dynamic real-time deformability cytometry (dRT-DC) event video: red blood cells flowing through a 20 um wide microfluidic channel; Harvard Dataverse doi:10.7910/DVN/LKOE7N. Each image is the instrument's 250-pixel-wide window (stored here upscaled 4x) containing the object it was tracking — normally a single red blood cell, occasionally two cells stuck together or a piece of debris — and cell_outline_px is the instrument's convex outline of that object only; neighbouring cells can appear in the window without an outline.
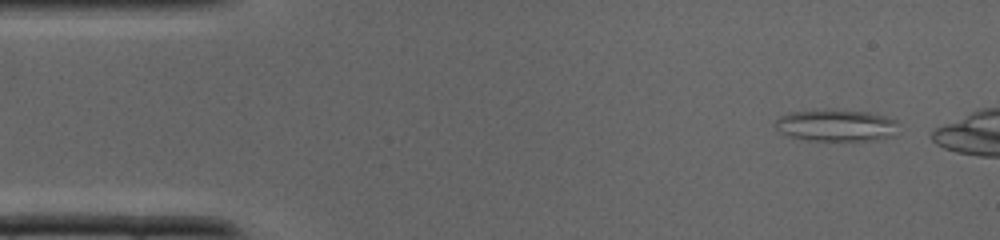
{"species": "common noctule bat (a hibernating species)", "species_latin": "Nyctalus noctula", "temperature_condition": "cold", "stored_images_in_passage": 10, "camera_frame_rate_fps": 3000, "um_per_image_px": 0.085, "animal": {"sex": "male", "body_mass_g": 19.0, "forearm_length_mm": 50.8}, "frame": {"image": 1, "passage_image": 2, "time_ms": 0.333, "image_size_px": [1000, 240], "cell_outline_px": [[896, 120], [892, 136], [864, 140], [816, 140], [792, 136], [784, 132], [776, 124], [776, 120], [780, 116], [788, 112], [832, 108], [868, 112], [884, 116]], "centroid_in_image_um": [71.06, 10.61], "position_along_channel_um": 13.9, "area_um2": 22.25}}
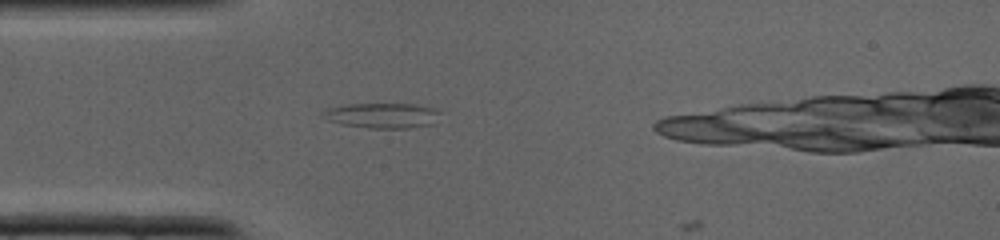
{"frame": {"image": 2, "passage_image": 9, "time_ms": 2.667, "image_size_px": [1000, 240], "cell_outline_px": [[440, 112], [432, 124], [408, 128], [372, 128], [344, 124], [328, 120], [320, 116], [320, 112], [328, 108], [348, 104], [412, 104], [432, 108]], "centroid_in_image_um": [32.43, 9.81], "position_along_channel_um": 52.6, "area_um2": 16.94}}